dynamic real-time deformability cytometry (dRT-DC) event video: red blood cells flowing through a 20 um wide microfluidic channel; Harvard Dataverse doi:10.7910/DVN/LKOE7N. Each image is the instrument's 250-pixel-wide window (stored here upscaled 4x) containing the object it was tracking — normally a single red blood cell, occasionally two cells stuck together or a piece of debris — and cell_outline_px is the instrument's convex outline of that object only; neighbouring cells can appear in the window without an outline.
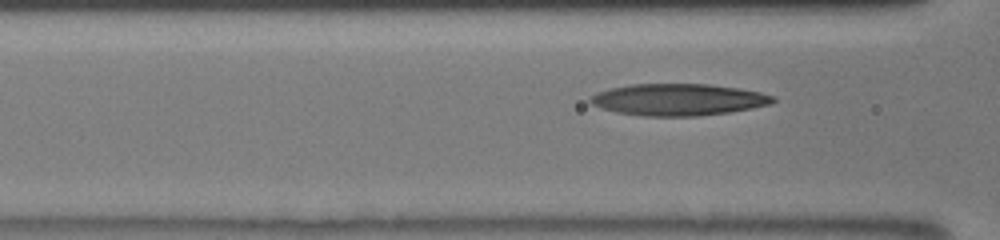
{"species": "human", "species_latin": "Homo sapiens", "temperature_condition": "room temperature", "stored_images_in_passage": 7, "segment_of_instrument_passage": [2, 2], "camera_frame_rate_fps": 3000, "um_per_image_px": 0.085, "donor": {"sex": "male"}, "frame": {"image": 1, "passage_image": 7, "time_ms": 4.333, "image_size_px": [1000, 240], "cell_outline_px": [[776, 100], [768, 104], [752, 108], [728, 112], [696, 116], [644, 116], [616, 112], [600, 108], [592, 104], [588, 100], [596, 92], [612, 88], [632, 84], [708, 84], [740, 88], [760, 92], [776, 96]], "centroid_in_image_um": [57.65, 8.46], "position_along_channel_um": 108.9, "area_um2": 33.76}}